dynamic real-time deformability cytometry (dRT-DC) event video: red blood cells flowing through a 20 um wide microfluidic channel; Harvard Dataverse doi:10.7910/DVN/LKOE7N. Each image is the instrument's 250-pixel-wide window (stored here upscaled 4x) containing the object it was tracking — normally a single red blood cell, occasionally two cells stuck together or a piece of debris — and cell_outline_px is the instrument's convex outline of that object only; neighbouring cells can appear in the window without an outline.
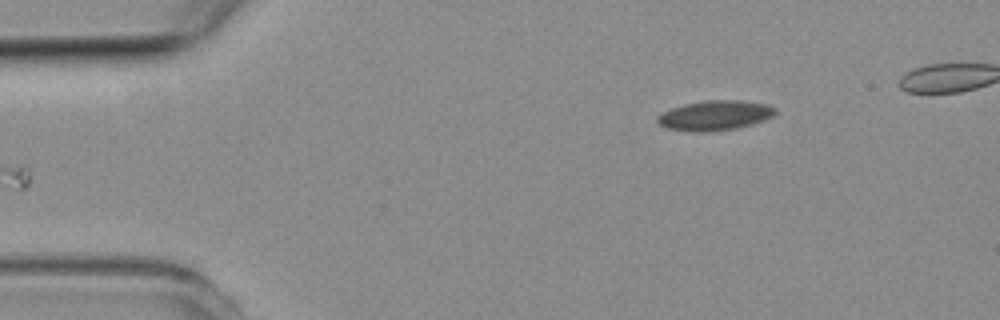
{"species": "common noctule bat (a hibernating species)", "species_latin": "Nyctalus noctula", "temperature_condition": "room temperature", "stored_images_in_passage": 4, "segment_of_instrument_passage": [2, 2], "camera_frame_rate_fps": 3000, "um_per_image_px": 0.085, "animal": {"sex": "female", "body_mass_g": 19.3, "forearm_length_mm": 54.1}, "frame": {"image": 1, "passage_image": 4, "time_ms": 3.667, "image_size_px": [1000, 320], "cell_outline_px": [[776, 112], [772, 116], [764, 120], [736, 128], [704, 132], [700, 132], [668, 128], [660, 124], [656, 120], [656, 116], [672, 108], [684, 104], [708, 100], [740, 100], [768, 104], [776, 108]], "centroid_in_image_um": [60.78, 9.8], "position_along_channel_um": 24.2, "area_um2": 20.23}}